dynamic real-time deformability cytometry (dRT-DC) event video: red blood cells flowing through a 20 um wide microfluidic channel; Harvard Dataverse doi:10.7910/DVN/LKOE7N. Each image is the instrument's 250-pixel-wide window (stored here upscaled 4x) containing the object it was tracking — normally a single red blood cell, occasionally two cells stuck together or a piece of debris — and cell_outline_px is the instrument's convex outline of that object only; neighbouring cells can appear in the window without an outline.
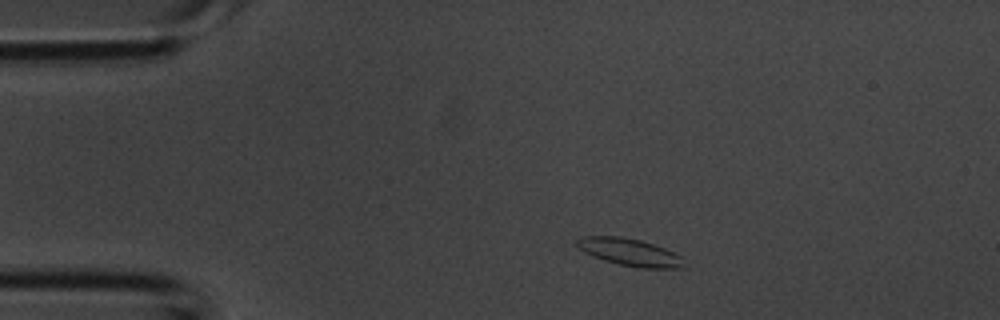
{"species": "common noctule bat (a hibernating species)", "species_latin": "Nyctalus noctula", "temperature_condition": "room temperature", "stored_images_in_passage": 3, "segment_of_instrument_passage": [1, 2], "camera_frame_rate_fps": 3000, "um_per_image_px": 0.085, "animal": {"sex": "male", "body_mass_g": 20.1, "forearm_length_mm": 53.5}, "frame": {"image": 1, "passage_image": 1, "time_ms": 0.0, "image_size_px": [1000, 320], "cell_outline_px": [[680, 268], [640, 268], [620, 264], [604, 260], [584, 252], [576, 244], [576, 240], [580, 236], [620, 236], [640, 240], [664, 248], [680, 256]], "centroid_in_image_um": [53.44, 21.41], "position_along_channel_um": 31.6, "area_um2": 16.59}}